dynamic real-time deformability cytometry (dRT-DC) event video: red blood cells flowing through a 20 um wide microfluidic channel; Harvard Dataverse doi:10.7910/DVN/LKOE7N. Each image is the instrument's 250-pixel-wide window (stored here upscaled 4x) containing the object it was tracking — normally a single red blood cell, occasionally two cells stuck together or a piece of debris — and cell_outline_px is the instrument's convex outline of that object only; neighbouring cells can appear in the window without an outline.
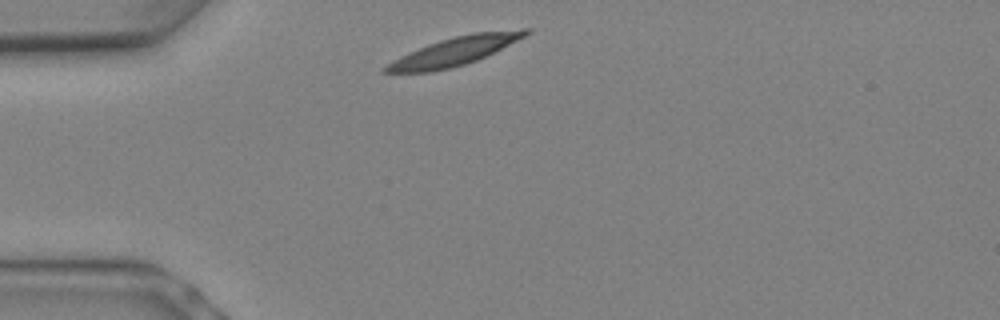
{"species": "Egyptian fruit bat (a non-hibernating species)", "species_latin": "Rousettus aegyptiacus", "temperature_condition": "warm", "stored_images_in_passage": 6, "camera_frame_rate_fps": 3000, "um_per_image_px": 0.085, "animal": {"sex": "female"}, "frame": {"image": 1, "passage_image": 1, "time_ms": 0.0, "image_size_px": [1000, 320], "cell_outline_px": [[532, 32], [528, 36], [476, 60], [464, 64], [432, 72], [380, 72], [380, 68], [392, 60], [408, 52], [428, 44], [440, 40], [472, 32], [524, 28], [532, 28]], "centroid_in_image_um": [38.67, 4.33], "position_along_channel_um": 46.3, "area_um2": 23.35}}
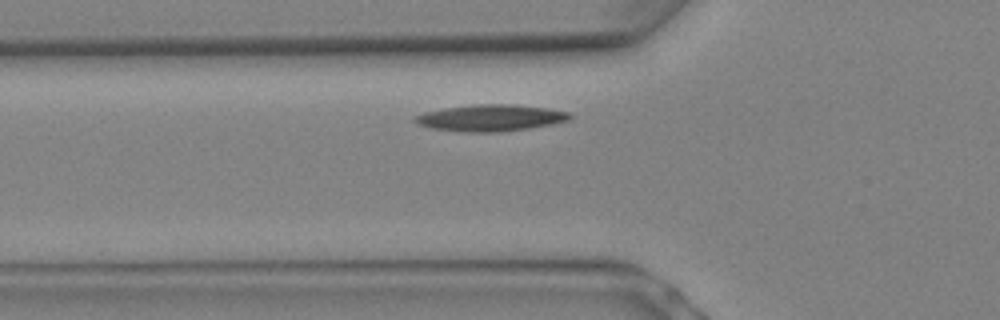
{"frame": {"image": 2, "passage_image": 3, "time_ms": 0.667, "image_size_px": [1000, 320], "cell_outline_px": [[576, 116], [568, 120], [552, 124], [528, 128], [500, 132], [460, 132], [432, 128], [416, 124], [412, 120], [412, 116], [424, 112], [444, 108], [472, 104], [512, 104], [548, 108], [572, 112]], "centroid_in_image_um": [41.69, 10.01], "position_along_channel_um": 84.1, "area_um2": 24.39}}